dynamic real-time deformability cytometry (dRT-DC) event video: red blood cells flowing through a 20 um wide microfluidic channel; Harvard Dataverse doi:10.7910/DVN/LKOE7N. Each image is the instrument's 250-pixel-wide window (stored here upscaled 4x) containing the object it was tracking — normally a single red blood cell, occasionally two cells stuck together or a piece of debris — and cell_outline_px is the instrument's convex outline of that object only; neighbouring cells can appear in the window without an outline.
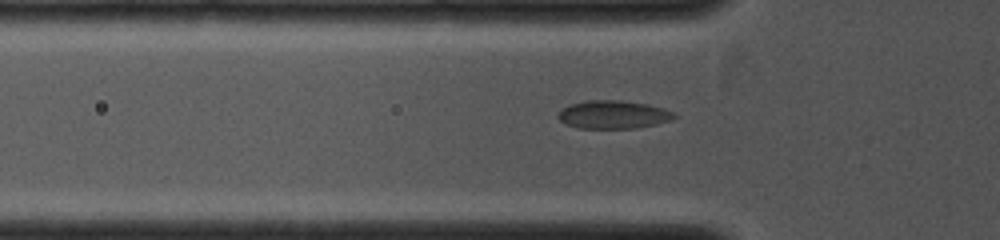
{"species": "common noctule bat (a hibernating species)", "species_latin": "Nyctalus noctula", "temperature_condition": "cold", "stored_images_in_passage": 52, "camera_frame_rate_fps": 4000, "um_per_image_px": 0.085, "animal": {"sex": "female", "body_mass_g": 19.0, "forearm_length_mm": 53.3}, "frame": {"image": 1, "passage_image": 8, "time_ms": 1.25, "image_size_px": [1000, 240], "cell_outline_px": [[676, 116], [672, 120], [656, 124], [636, 128], [576, 128], [564, 124], [556, 116], [564, 108], [572, 104], [588, 100], [620, 100], [648, 104], [664, 108], [676, 112]], "centroid_in_image_um": [52.16, 9.74], "position_along_channel_um": 73.6, "area_um2": 19.13}}
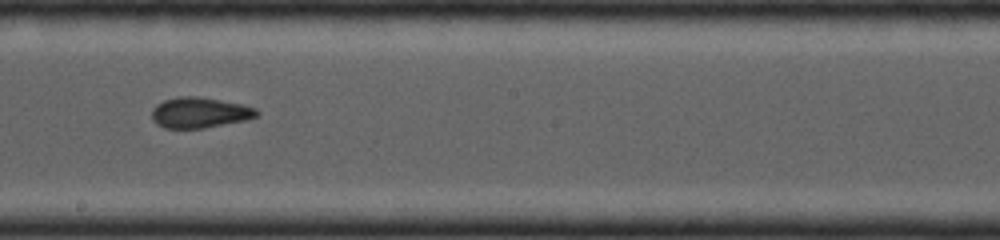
{"frame": {"image": 2, "passage_image": 25, "time_ms": 4.25, "image_size_px": [1000, 240], "cell_outline_px": [[260, 112], [256, 116], [248, 120], [204, 128], [164, 128], [156, 124], [152, 120], [152, 108], [156, 104], [164, 100], [180, 96], [196, 96], [220, 100], [240, 104], [256, 108]], "centroid_in_image_um": [16.96, 9.58], "position_along_channel_um": 231.2, "area_um2": 18.79}}
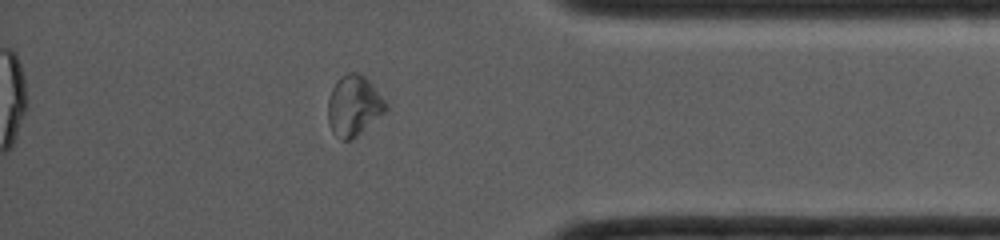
{"frame": {"image": 3, "passage_image": 46, "time_ms": 7.75, "image_size_px": [1000, 240], "cell_outline_px": [[388, 108], [384, 112], [352, 140], [340, 140], [332, 132], [328, 124], [328, 100], [332, 88], [336, 80], [340, 76], [348, 72], [356, 72], [364, 76], [368, 80], [388, 104]], "centroid_in_image_um": [30.04, 8.99], "position_along_channel_um": 405.2, "area_um2": 20.35}}